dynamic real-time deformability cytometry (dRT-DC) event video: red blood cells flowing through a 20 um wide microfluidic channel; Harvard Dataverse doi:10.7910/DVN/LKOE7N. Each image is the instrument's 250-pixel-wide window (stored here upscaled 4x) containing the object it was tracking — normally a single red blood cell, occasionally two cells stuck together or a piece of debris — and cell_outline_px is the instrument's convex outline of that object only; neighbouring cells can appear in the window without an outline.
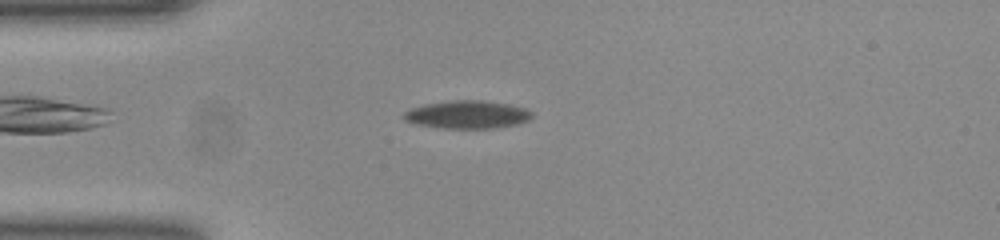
{"species": "common noctule bat (a hibernating species)", "species_latin": "Nyctalus noctula", "temperature_condition": "room temperature", "stored_images_in_passage": 31, "camera_frame_rate_fps": 3000, "um_per_image_px": 0.085, "animal": {"sex": "female", "body_mass_g": 23.0, "forearm_length_mm": 53.4}, "frame": {"image": 1, "passage_image": 1, "time_ms": 0.0, "image_size_px": [1000, 240], "cell_outline_px": [[532, 116], [528, 120], [516, 124], [492, 128], [444, 128], [416, 124], [404, 120], [400, 116], [404, 112], [412, 108], [424, 104], [452, 100], [484, 100], [508, 104], [524, 108], [532, 112]], "centroid_in_image_um": [39.68, 9.73], "position_along_channel_um": 45.3, "area_um2": 20.81}}
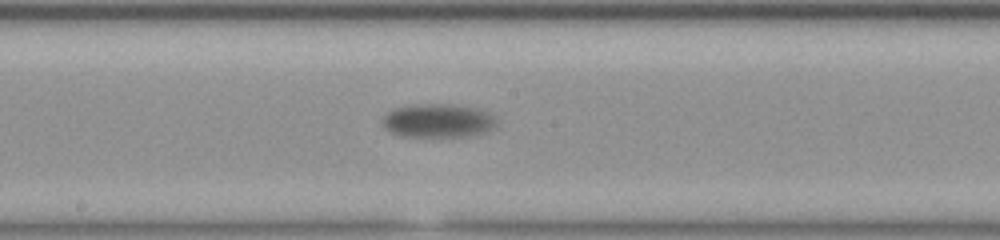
{"frame": {"image": 2, "passage_image": 16, "time_ms": 5.0, "image_size_px": [1000, 240], "cell_outline_px": [[496, 124], [488, 132], [472, 136], [400, 136], [384, 128], [384, 116], [392, 108], [412, 104], [452, 104], [476, 108], [488, 112], [496, 120]], "centroid_in_image_um": [37.24, 10.25], "position_along_channel_um": 211.0, "area_um2": 22.43}}
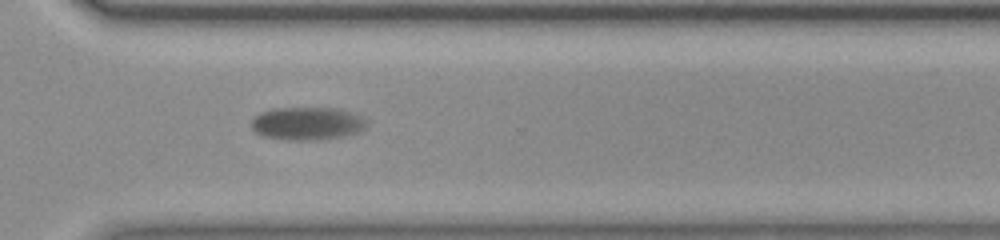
{"frame": {"image": 3, "passage_image": 27, "time_ms": 8.667, "image_size_px": [1000, 240], "cell_outline_px": [[368, 124], [364, 128], [356, 132], [344, 136], [312, 140], [284, 140], [264, 136], [256, 132], [252, 128], [252, 120], [260, 112], [272, 108], [336, 108], [352, 112], [368, 120]], "centroid_in_image_um": [26.11, 10.49], "position_along_channel_um": 344.5, "area_um2": 22.14}, "authors_computed_cell_mechanics": {"area_um2": 21.9062, "velocity_mm_per_s": 3.647, "shape_relaxation_time_tau1_ms": 1.5801, "shape_relaxation_time_tau2_ms": null, "deformation_change_tau1": 0.099, "deformation_change_tau2": null}}